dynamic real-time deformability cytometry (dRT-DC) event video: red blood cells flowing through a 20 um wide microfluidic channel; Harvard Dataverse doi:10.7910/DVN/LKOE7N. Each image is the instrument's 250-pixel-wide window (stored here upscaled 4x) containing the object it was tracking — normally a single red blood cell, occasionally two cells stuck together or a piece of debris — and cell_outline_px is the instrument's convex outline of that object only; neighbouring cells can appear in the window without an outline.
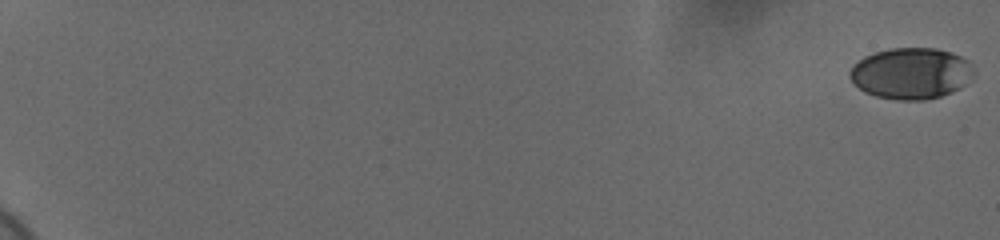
{"species": "human", "species_latin": "Homo sapiens", "temperature_condition": "cold", "stored_images_in_passage": 22, "camera_frame_rate_fps": 3000, "um_per_image_px": 0.085, "donor": {"sex": "female"}, "frame": {"image": 1, "passage_image": 1, "time_ms": 0.0, "image_size_px": [1000, 240], "cell_outline_px": [[976, 72], [960, 88], [952, 92], [940, 96], [924, 100], [896, 100], [876, 96], [864, 92], [848, 76], [848, 72], [852, 64], [864, 56], [872, 52], [892, 48], [936, 48], [952, 52], [968, 60], [972, 64]], "centroid_in_image_um": [77.43, 6.22], "position_along_channel_um": 7.6, "area_um2": 37.4}}
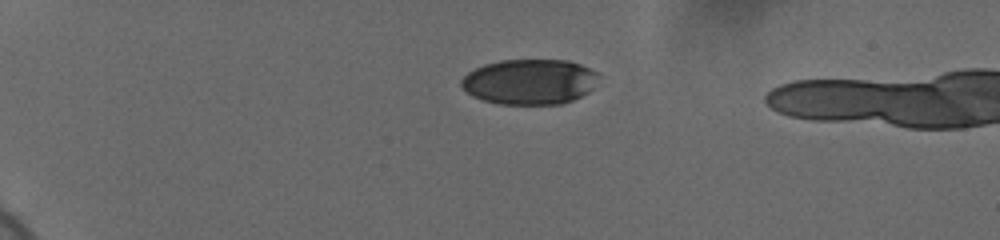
{"frame": {"image": 2, "passage_image": 17, "time_ms": 5.333, "image_size_px": [1000, 240], "cell_outline_px": [[596, 72], [592, 88], [588, 92], [572, 100], [560, 104], [500, 104], [484, 100], [472, 96], [460, 84], [460, 80], [468, 72], [484, 64], [500, 60], [568, 60], [580, 64]], "centroid_in_image_um": [44.97, 6.94], "position_along_channel_um": 40.0, "area_um2": 35.89}}